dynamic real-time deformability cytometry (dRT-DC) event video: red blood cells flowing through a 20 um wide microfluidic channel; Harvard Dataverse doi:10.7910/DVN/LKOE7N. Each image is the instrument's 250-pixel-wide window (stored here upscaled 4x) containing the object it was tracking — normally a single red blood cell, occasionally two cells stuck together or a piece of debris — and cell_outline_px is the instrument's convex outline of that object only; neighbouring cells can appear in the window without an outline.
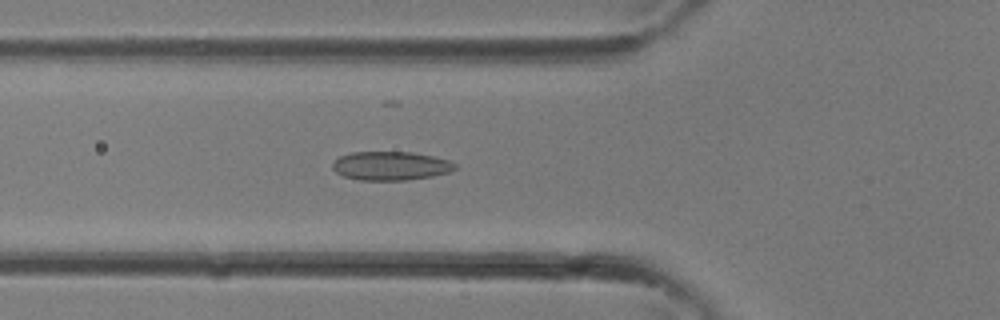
{"species": "common noctule bat (a hibernating species)", "species_latin": "Nyctalus noctula", "temperature_condition": "room temperature", "stored_images_in_passage": 32, "camera_frame_rate_fps": 3000, "um_per_image_px": 0.085, "animal": {"sex": "female"}, "frame": {"image": 1, "passage_image": 11, "time_ms": 3.333, "image_size_px": [1000, 320], "cell_outline_px": [[456, 168], [448, 172], [432, 176], [408, 180], [360, 180], [344, 176], [336, 172], [332, 168], [332, 164], [340, 156], [352, 152], [412, 152], [432, 156], [448, 160], [456, 164]], "centroid_in_image_um": [33.2, 14.1], "position_along_channel_um": 92.6, "area_um2": 20.4}}
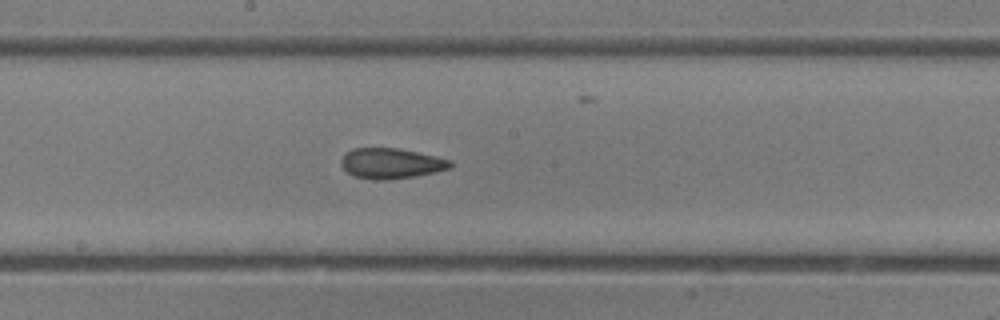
{"frame": {"image": 2, "passage_image": 17, "time_ms": 5.333, "image_size_px": [1000, 320], "cell_outline_px": [[452, 168], [436, 172], [416, 176], [388, 180], [372, 180], [356, 176], [348, 172], [340, 164], [340, 160], [352, 148], [400, 148], [436, 156], [452, 160]], "centroid_in_image_um": [33.29, 13.89], "position_along_channel_um": 214.9, "area_um2": 19.48}}
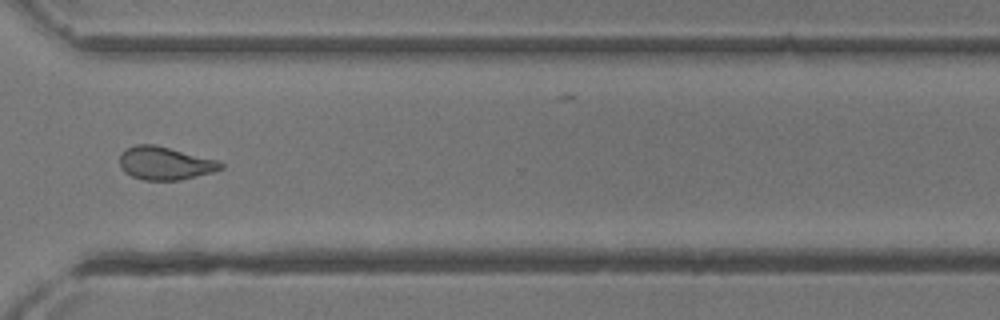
{"frame": {"image": 3, "passage_image": 24, "time_ms": 7.667, "image_size_px": [1000, 320], "cell_outline_px": [[224, 168], [212, 172], [180, 180], [144, 180], [132, 176], [124, 172], [120, 168], [120, 152], [136, 144], [156, 144], [216, 160], [224, 164]], "centroid_in_image_um": [14.0, 13.87], "position_along_channel_um": 356.6, "area_um2": 19.48}}